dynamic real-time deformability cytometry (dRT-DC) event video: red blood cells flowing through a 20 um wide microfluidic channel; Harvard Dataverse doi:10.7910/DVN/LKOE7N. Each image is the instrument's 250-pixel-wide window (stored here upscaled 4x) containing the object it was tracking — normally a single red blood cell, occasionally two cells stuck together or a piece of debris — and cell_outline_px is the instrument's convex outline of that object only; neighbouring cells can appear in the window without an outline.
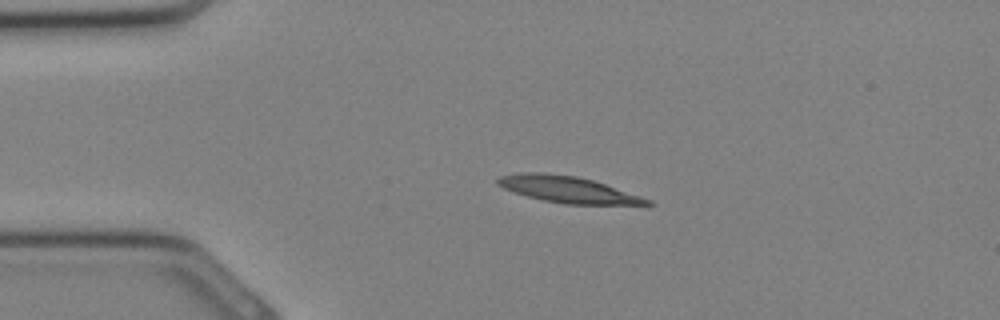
{"species": "Egyptian fruit bat (a non-hibernating species)", "species_latin": "Rousettus aegyptiacus", "temperature_condition": "cold", "stored_images_in_passage": 31, "camera_frame_rate_fps": 3000, "um_per_image_px": 0.085, "animal": {"sex": "female"}, "frame": {"image": 1, "passage_image": 6, "time_ms": 1.667, "image_size_px": [1000, 320], "cell_outline_px": [[656, 204], [648, 208], [564, 204], [544, 200], [512, 192], [496, 184], [496, 180], [500, 176], [520, 172], [544, 172], [576, 176], [592, 180], [652, 200]], "centroid_in_image_um": [48.46, 16.17], "position_along_channel_um": 36.5, "area_um2": 24.04}}
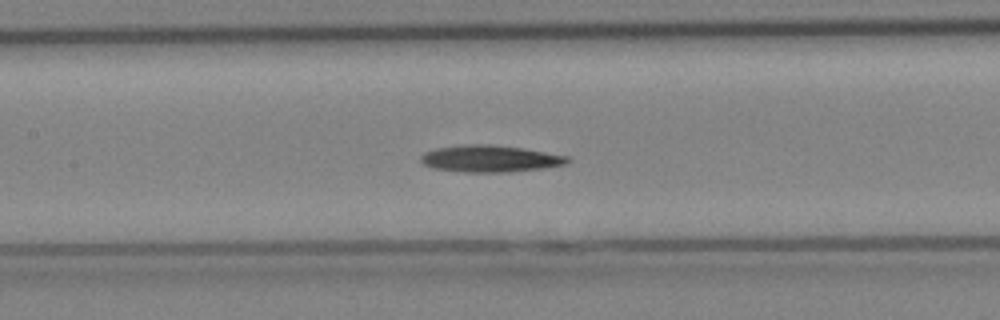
{"frame": {"image": 2, "passage_image": 14, "time_ms": 4.333, "image_size_px": [1000, 320], "cell_outline_px": [[572, 160], [568, 164], [544, 168], [508, 172], [464, 172], [432, 168], [424, 164], [420, 160], [420, 156], [424, 152], [436, 148], [468, 144], [488, 144], [520, 148], [568, 156]], "centroid_in_image_um": [41.66, 13.49], "position_along_channel_um": 165.7, "area_um2": 22.89}}
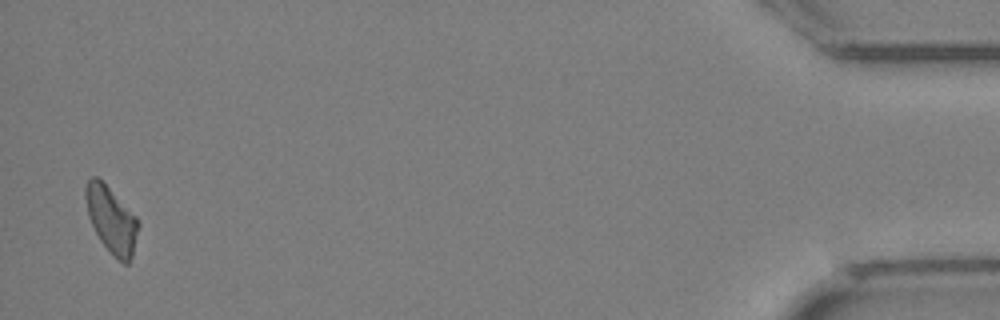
{"frame": {"image": 3, "passage_image": 31, "time_ms": 10.0, "image_size_px": [1000, 320], "cell_outline_px": [[140, 224], [132, 256], [128, 264], [124, 264], [100, 240], [88, 216], [84, 196], [84, 184], [92, 176], [96, 176], [136, 216]], "centroid_in_image_um": [9.45, 18.65], "position_along_channel_um": 425.7, "area_um2": 19.94}}